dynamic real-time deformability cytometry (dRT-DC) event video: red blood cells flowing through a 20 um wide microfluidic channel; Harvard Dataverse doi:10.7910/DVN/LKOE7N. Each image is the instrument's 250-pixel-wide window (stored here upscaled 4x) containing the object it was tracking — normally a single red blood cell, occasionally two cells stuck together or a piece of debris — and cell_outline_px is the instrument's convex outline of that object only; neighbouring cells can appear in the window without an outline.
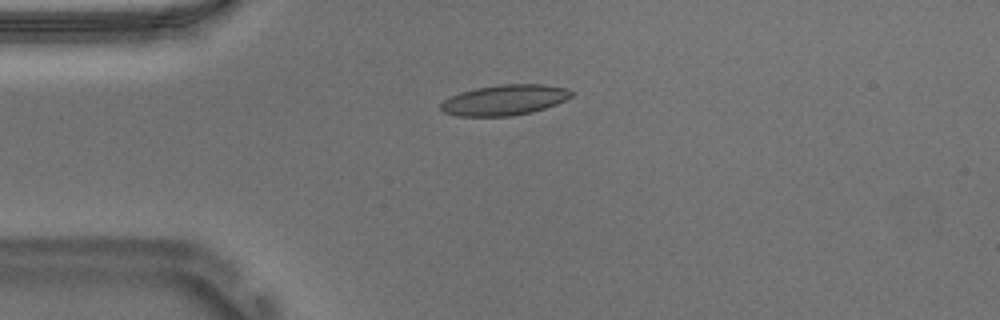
{"species": "Egyptian fruit bat (a non-hibernating species)", "species_latin": "Rousettus aegyptiacus", "temperature_condition": "warm", "stored_images_in_passage": 42, "camera_frame_rate_fps": 3000, "um_per_image_px": 0.085, "animal": {"sex": "male"}, "frame": {"image": 1, "passage_image": 1, "time_ms": 0.0, "image_size_px": [1000, 320], "cell_outline_px": [[572, 96], [556, 104], [532, 112], [512, 116], [456, 116], [444, 112], [440, 108], [440, 104], [444, 100], [460, 92], [476, 88], [500, 84], [544, 84], [568, 88], [572, 92]], "centroid_in_image_um": [42.88, 8.5], "position_along_channel_um": 42.1, "area_um2": 23.18}}
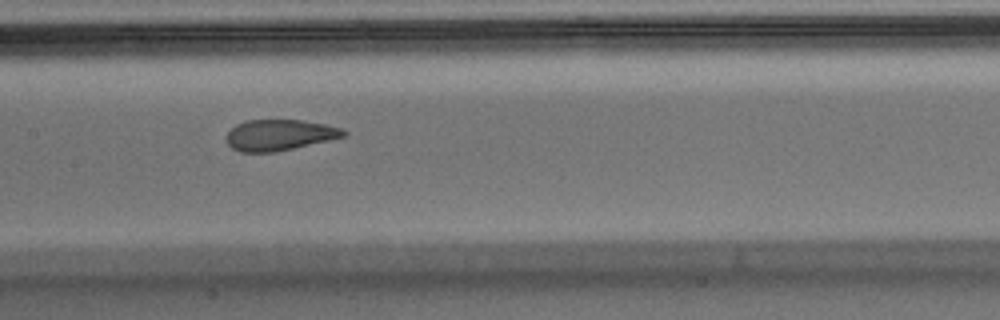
{"frame": {"image": 2, "passage_image": 14, "time_ms": 4.333, "image_size_px": [1000, 320], "cell_outline_px": [[348, 132], [344, 136], [328, 140], [276, 152], [240, 152], [232, 148], [224, 140], [224, 136], [236, 124], [244, 120], [300, 120], [324, 124], [340, 128]], "centroid_in_image_um": [23.68, 11.47], "position_along_channel_um": 183.7, "area_um2": 21.1}}
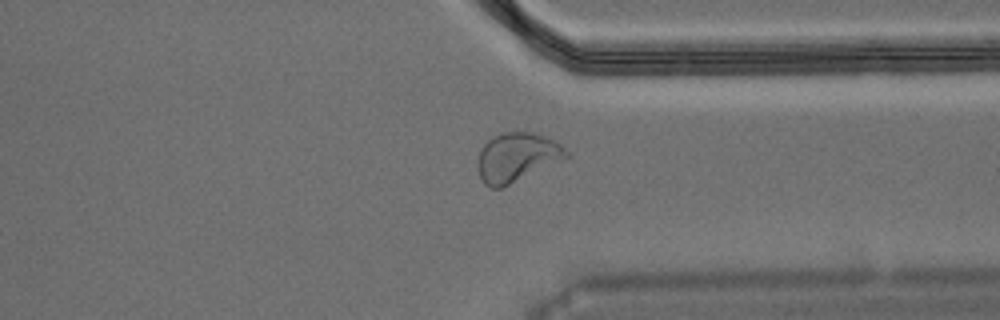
{"frame": {"image": 3, "passage_image": 29, "time_ms": 9.333, "image_size_px": [1000, 320], "cell_outline_px": [[568, 156], [500, 188], [492, 188], [484, 184], [480, 176], [476, 164], [480, 148], [492, 136], [500, 132], [532, 132], [544, 136], [560, 144], [568, 152]], "centroid_in_image_um": [43.85, 13.34], "position_along_channel_um": 367.6, "area_um2": 24.8}, "authors_computed_cell_mechanics": {"area_um2": 23.0622, "velocity_mm_per_s": 3.7085, "shape_relaxation_time_tau1_ms": 8.6168, "shape_relaxation_time_tau2_ms": 0.9854, "deformation_change_tau1": 0.2343, "deformation_change_tau2": 0.0816}}